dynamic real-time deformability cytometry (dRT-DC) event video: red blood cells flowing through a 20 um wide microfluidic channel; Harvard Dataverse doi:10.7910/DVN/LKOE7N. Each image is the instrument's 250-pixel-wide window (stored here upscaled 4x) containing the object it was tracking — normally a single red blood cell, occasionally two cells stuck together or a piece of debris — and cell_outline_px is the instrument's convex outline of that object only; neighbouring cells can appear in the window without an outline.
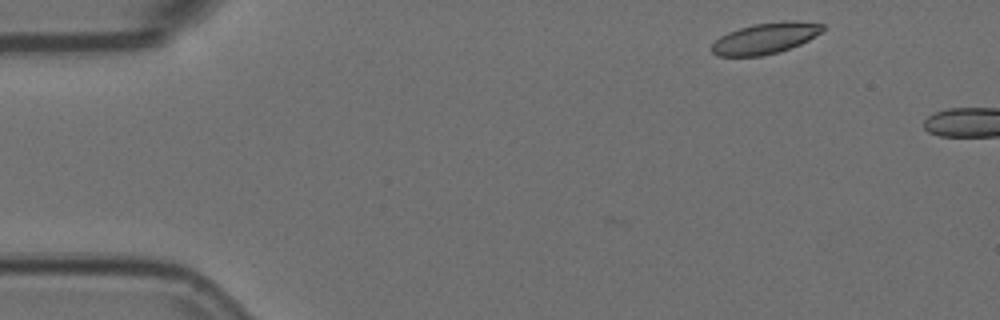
{"species": "Egyptian fruit bat (a non-hibernating species)", "species_latin": "Rousettus aegyptiacus", "temperature_condition": "room temperature", "stored_images_in_passage": 3, "camera_frame_rate_fps": 3000, "um_per_image_px": 0.085, "animal": {"sex": "female"}, "frame": {"image": 1, "passage_image": 1, "time_ms": 0.0, "image_size_px": [1000, 320], "cell_outline_px": [[824, 28], [820, 32], [808, 40], [800, 44], [780, 52], [760, 56], [716, 56], [712, 52], [712, 44], [720, 36], [728, 32], [752, 24], [788, 20], [792, 20], [824, 24]], "centroid_in_image_um": [65.04, 3.25], "position_along_channel_um": 20.0, "area_um2": 20.0}}